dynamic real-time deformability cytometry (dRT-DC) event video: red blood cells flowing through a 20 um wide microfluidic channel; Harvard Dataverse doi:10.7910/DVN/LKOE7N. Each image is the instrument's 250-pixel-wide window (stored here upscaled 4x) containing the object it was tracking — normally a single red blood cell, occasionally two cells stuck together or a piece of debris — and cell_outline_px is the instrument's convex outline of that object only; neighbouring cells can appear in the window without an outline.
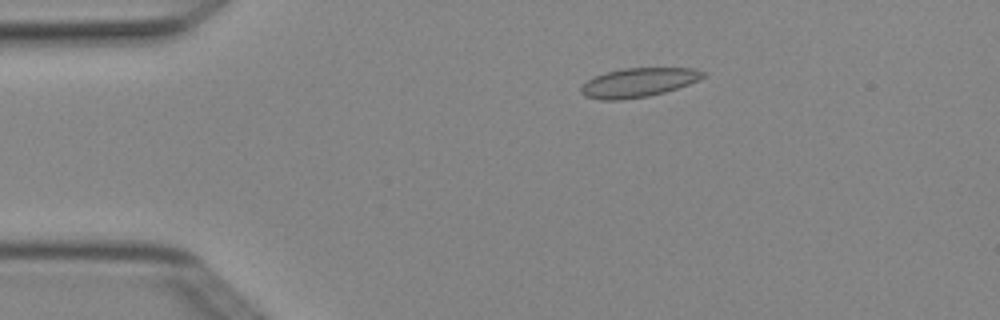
{"species": "Egyptian fruit bat (a non-hibernating species)", "species_latin": "Rousettus aegyptiacus", "temperature_condition": "cold", "stored_images_in_passage": 7, "camera_frame_rate_fps": 3000, "um_per_image_px": 0.085, "animal": {"sex": "female"}, "frame": {"image": 1, "passage_image": 3, "time_ms": 0.667, "image_size_px": [1000, 320], "cell_outline_px": [[704, 76], [688, 84], [664, 92], [648, 96], [620, 100], [600, 100], [584, 96], [580, 92], [580, 88], [588, 80], [604, 72], [624, 68], [692, 68], [704, 72]], "centroid_in_image_um": [54.2, 7.02], "position_along_channel_um": 30.8, "area_um2": 20.46}}
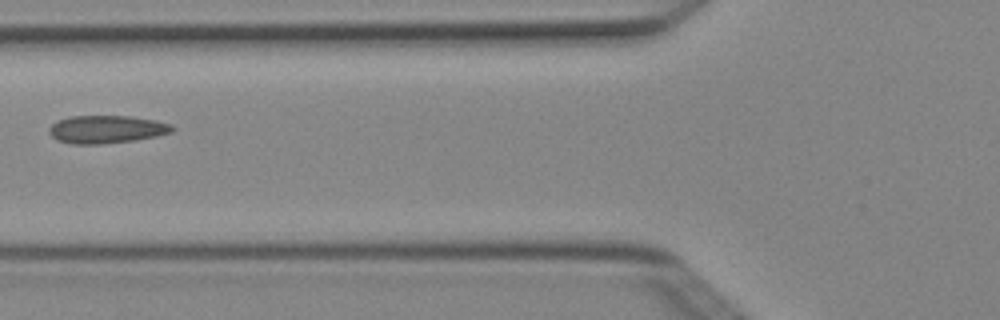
{"frame": {"image": 2, "passage_image": 6, "time_ms": 1.667, "image_size_px": [1000, 320], "cell_outline_px": [[176, 128], [172, 132], [156, 136], [136, 140], [100, 144], [72, 144], [56, 140], [48, 132], [48, 128], [52, 124], [68, 116], [132, 116], [156, 120], [172, 124]], "centroid_in_image_um": [9.07, 10.99], "position_along_channel_um": 116.7, "area_um2": 20.17}}
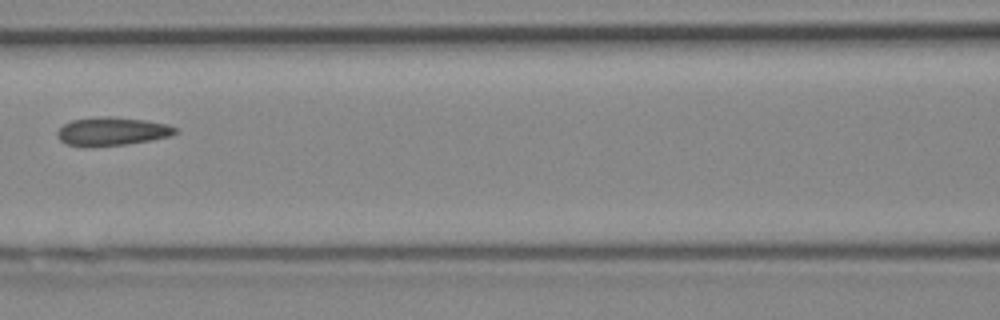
{"frame": {"image": 3, "passage_image": 7, "time_ms": 2.0, "image_size_px": [1000, 320], "cell_outline_px": [[176, 132], [172, 136], [152, 140], [128, 144], [88, 148], [84, 148], [64, 144], [56, 136], [56, 132], [64, 124], [72, 120], [108, 116], [144, 120], [168, 124], [176, 128]], "centroid_in_image_um": [9.48, 11.2], "position_along_channel_um": 157.1, "area_um2": 19.83}}